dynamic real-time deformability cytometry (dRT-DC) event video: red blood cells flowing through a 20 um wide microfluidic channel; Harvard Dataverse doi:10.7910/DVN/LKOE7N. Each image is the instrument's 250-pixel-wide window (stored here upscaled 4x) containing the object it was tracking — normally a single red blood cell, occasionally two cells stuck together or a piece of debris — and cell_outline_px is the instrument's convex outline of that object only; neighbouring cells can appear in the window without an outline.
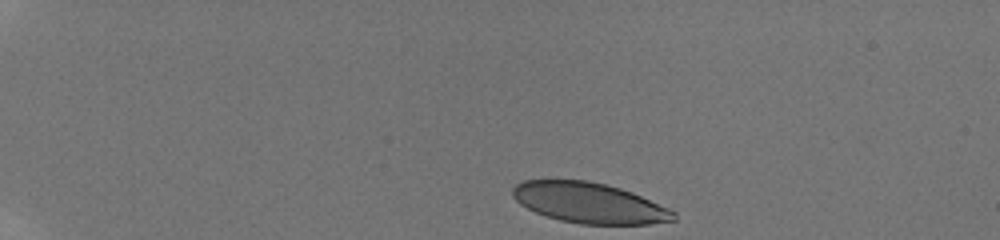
{"species": "human", "species_latin": "Homo sapiens", "temperature_condition": "room temperature", "stored_images_in_passage": 40, "camera_frame_rate_fps": 3000, "um_per_image_px": 0.085, "donor": {"sex": "male"}, "frame": {"image": 1, "passage_image": 1, "time_ms": 0.0, "image_size_px": [1000, 240], "cell_outline_px": [[676, 220], [648, 224], [580, 224], [560, 220], [544, 216], [520, 204], [512, 196], [512, 188], [516, 184], [524, 180], [588, 180], [620, 188], [632, 192], [668, 208], [676, 212]], "centroid_in_image_um": [50.07, 17.24], "position_along_channel_um": 34.9, "area_um2": 37.92}}
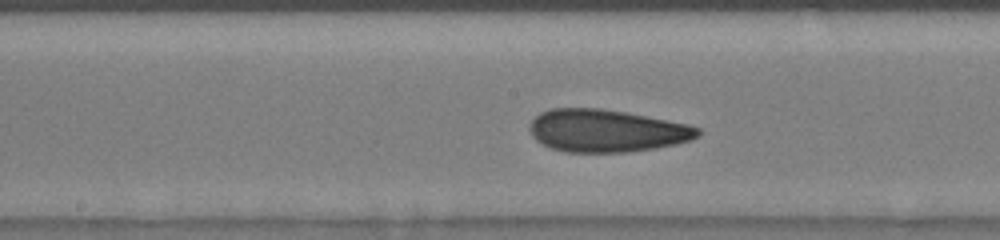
{"frame": {"image": 2, "passage_image": 21, "time_ms": 6.667, "image_size_px": [1000, 240], "cell_outline_px": [[700, 136], [692, 140], [676, 144], [656, 148], [628, 152], [564, 152], [552, 148], [536, 140], [532, 136], [528, 128], [528, 124], [540, 112], [552, 108], [600, 108], [624, 112], [688, 124], [700, 128]], "centroid_in_image_um": [51.54, 11.11], "position_along_channel_um": 196.7, "area_um2": 41.79}}
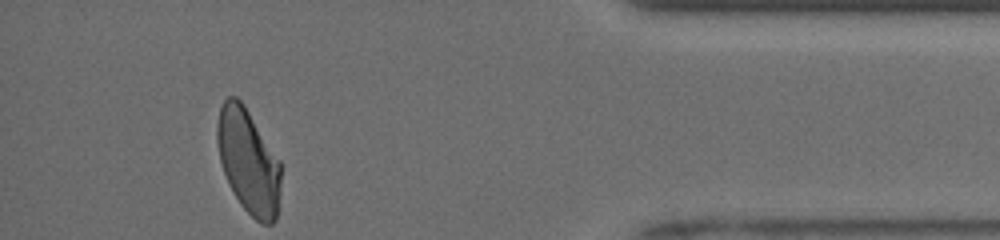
{"frame": {"image": 3, "passage_image": 40, "time_ms": 13.0, "image_size_px": [1000, 240], "cell_outline_px": [[280, 184], [276, 220], [272, 224], [260, 224], [240, 204], [228, 184], [220, 160], [216, 140], [216, 124], [220, 108], [224, 100], [228, 96], [236, 96], [244, 104], [280, 160]], "centroid_in_image_um": [21.1, 13.7], "position_along_channel_um": 414.1, "area_um2": 38.84}, "authors_computed_cell_mechanics": {"area_um2": 40.7201, "velocity_mm_per_s": 3.9537, "shape_relaxation_time_tau1_ms": 5.638, "shape_relaxation_time_tau2_ms": 1.5105, "deformation_change_tau1": 0.1815, "deformation_change_tau2": 0.0945}}